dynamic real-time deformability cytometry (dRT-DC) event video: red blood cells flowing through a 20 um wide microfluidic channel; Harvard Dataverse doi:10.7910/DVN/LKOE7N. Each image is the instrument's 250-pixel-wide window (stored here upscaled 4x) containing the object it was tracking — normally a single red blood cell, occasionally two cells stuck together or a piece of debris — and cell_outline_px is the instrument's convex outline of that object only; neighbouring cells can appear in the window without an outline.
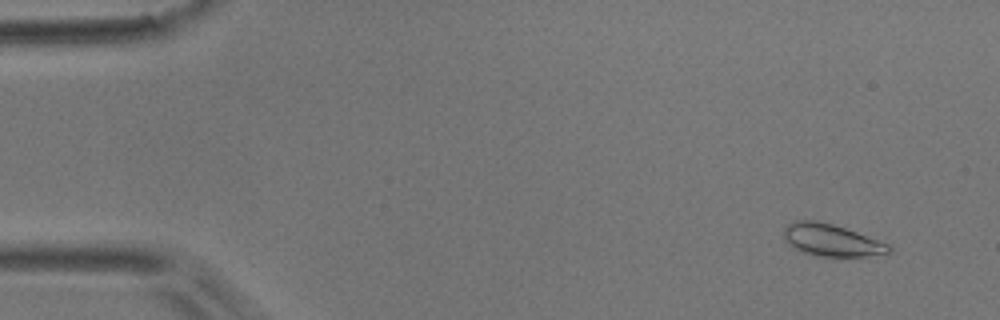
{"species": "common noctule bat (a hibernating species)", "species_latin": "Nyctalus noctula", "temperature_condition": "room temperature", "stored_images_in_passage": 53, "camera_frame_rate_fps": 3000, "um_per_image_px": 0.085, "animal": {"sex": "male", "body_mass_g": 17.9}, "frame": {"image": 1, "passage_image": 4, "time_ms": 1.0, "image_size_px": [1000, 320], "cell_outline_px": [[892, 252], [864, 256], [812, 256], [788, 244], [784, 236], [784, 228], [788, 224], [796, 220], [816, 220], [832, 224], [856, 232], [888, 244], [892, 248]], "centroid_in_image_um": [70.65, 20.41], "position_along_channel_um": 14.4, "area_um2": 19.36}}
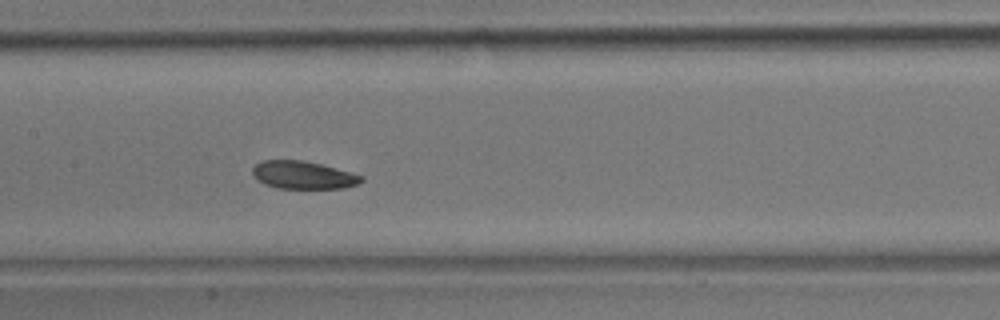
{"frame": {"image": 2, "passage_image": 26, "time_ms": 8.333, "image_size_px": [1000, 320], "cell_outline_px": [[364, 180], [360, 184], [344, 188], [276, 188], [264, 184], [256, 180], [252, 172], [252, 168], [260, 160], [300, 160], [320, 164], [364, 176]], "centroid_in_image_um": [25.75, 14.88], "position_along_channel_um": 181.6, "area_um2": 17.69}}
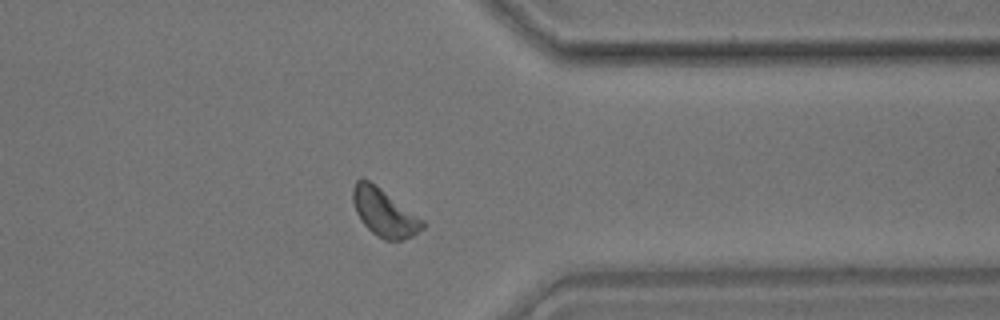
{"frame": {"image": 3, "passage_image": 42, "time_ms": 13.667, "image_size_px": [1000, 320], "cell_outline_px": [[424, 228], [412, 236], [400, 240], [384, 240], [376, 236], [360, 220], [356, 212], [352, 200], [352, 188], [356, 180], [360, 176], [368, 180], [380, 188], [424, 220]], "centroid_in_image_um": [32.63, 18.06], "position_along_channel_um": 378.8, "area_um2": 19.25}, "authors_computed_cell_mechanics": {"area_um2": 18.5538, "velocity_mm_per_s": 3.8283, "shape_relaxation_time_tau1_ms": 1.4045, "shape_relaxation_time_tau2_ms": 7.5067, "deformation_change_tau1": 0.0782, "deformation_change_tau2": 0.1201}}